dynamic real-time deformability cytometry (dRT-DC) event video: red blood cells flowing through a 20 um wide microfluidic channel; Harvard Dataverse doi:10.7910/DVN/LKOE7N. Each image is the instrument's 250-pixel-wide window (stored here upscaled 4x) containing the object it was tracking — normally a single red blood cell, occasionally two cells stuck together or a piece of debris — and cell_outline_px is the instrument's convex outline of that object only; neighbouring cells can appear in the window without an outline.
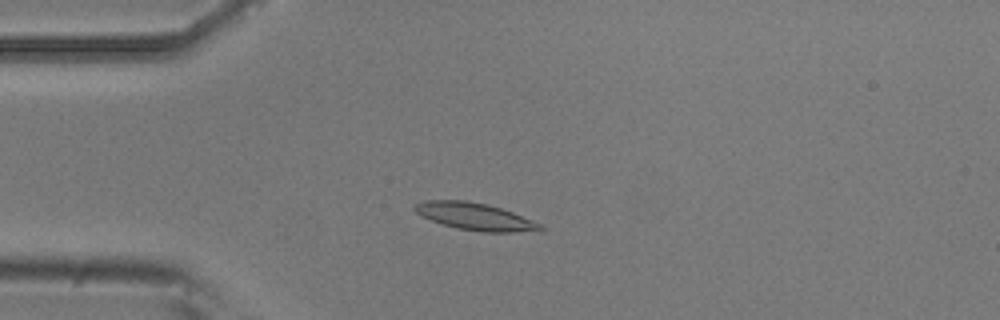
{"species": "common noctule bat (a hibernating species)", "species_latin": "Nyctalus noctula", "temperature_condition": "room temperature", "stored_images_in_passage": 50, "camera_frame_rate_fps": 3000, "um_per_image_px": 0.085, "animal": {"sex": "male", "body_mass_g": 20.5, "forearm_length_mm": 52.5}, "frame": {"image": 1, "passage_image": 11, "time_ms": 3.333, "image_size_px": [1000, 320], "cell_outline_px": [[544, 228], [512, 232], [484, 232], [456, 228], [432, 220], [416, 212], [412, 208], [416, 204], [424, 200], [464, 200], [488, 204], [512, 212], [532, 220], [540, 224]], "centroid_in_image_um": [40.32, 18.38], "position_along_channel_um": 44.7, "area_um2": 19.42}}
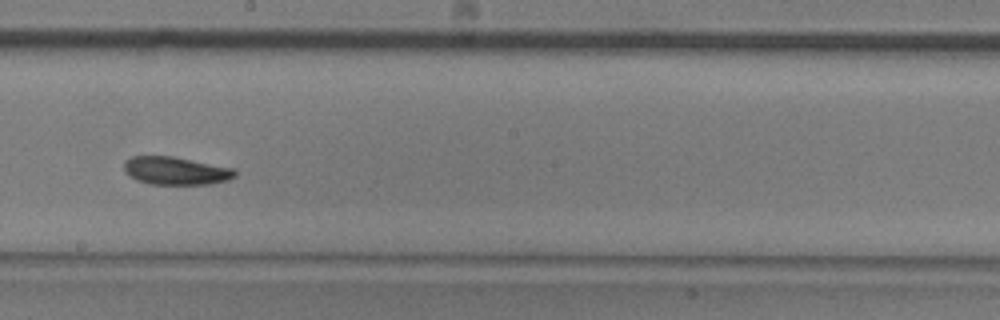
{"frame": {"image": 2, "passage_image": 27, "time_ms": 8.667, "image_size_px": [1000, 320], "cell_outline_px": [[236, 176], [228, 180], [212, 184], [148, 184], [136, 180], [128, 176], [124, 172], [124, 160], [132, 156], [172, 156], [236, 168]], "centroid_in_image_um": [14.94, 14.51], "position_along_channel_um": 233.3, "area_um2": 18.38}}
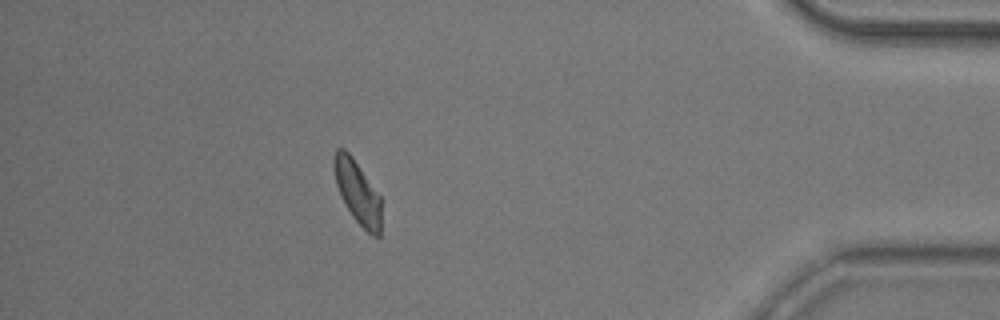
{"frame": {"image": 3, "passage_image": 44, "time_ms": 14.333, "image_size_px": [1000, 320], "cell_outline_px": [[380, 236], [372, 236], [352, 216], [344, 204], [336, 184], [332, 160], [332, 156], [336, 148], [344, 148], [352, 156], [380, 196]], "centroid_in_image_um": [30.35, 16.29], "position_along_channel_um": 404.9, "area_um2": 17.28}, "authors_computed_cell_mechanics": {"area_um2": 18.2937, "velocity_mm_per_s": 3.8587, "shape_relaxation_time_tau1_ms": 5.7922, "shape_relaxation_time_tau2_ms": 6.3451, "deformation_change_tau1": 0.1517, "deformation_change_tau2": 0.132}}